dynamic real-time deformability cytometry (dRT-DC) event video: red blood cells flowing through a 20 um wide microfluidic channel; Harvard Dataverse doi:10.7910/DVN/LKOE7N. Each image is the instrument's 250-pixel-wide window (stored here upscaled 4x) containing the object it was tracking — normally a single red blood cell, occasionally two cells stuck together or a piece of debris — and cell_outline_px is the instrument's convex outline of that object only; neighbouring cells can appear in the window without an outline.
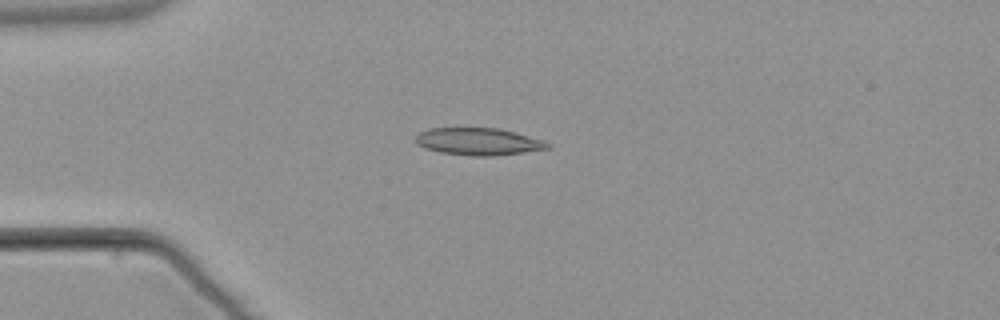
{"species": "common noctule bat (a hibernating species)", "species_latin": "Nyctalus noctula", "temperature_condition": "warm", "stored_images_in_passage": 2, "camera_frame_rate_fps": 3000, "um_per_image_px": 0.085, "animal": {"sex": "male", "body_mass_g": 21.5, "forearm_length_mm": 52.0}, "frame": {"image": 1, "passage_image": 1, "time_ms": 0.0, "image_size_px": [1000, 320], "cell_outline_px": [[552, 148], [492, 156], [472, 156], [440, 152], [424, 148], [416, 144], [412, 140], [420, 132], [428, 128], [496, 128], [544, 140], [552, 144]], "centroid_in_image_um": [40.63, 12.03], "position_along_channel_um": 44.4, "area_um2": 20.98}}